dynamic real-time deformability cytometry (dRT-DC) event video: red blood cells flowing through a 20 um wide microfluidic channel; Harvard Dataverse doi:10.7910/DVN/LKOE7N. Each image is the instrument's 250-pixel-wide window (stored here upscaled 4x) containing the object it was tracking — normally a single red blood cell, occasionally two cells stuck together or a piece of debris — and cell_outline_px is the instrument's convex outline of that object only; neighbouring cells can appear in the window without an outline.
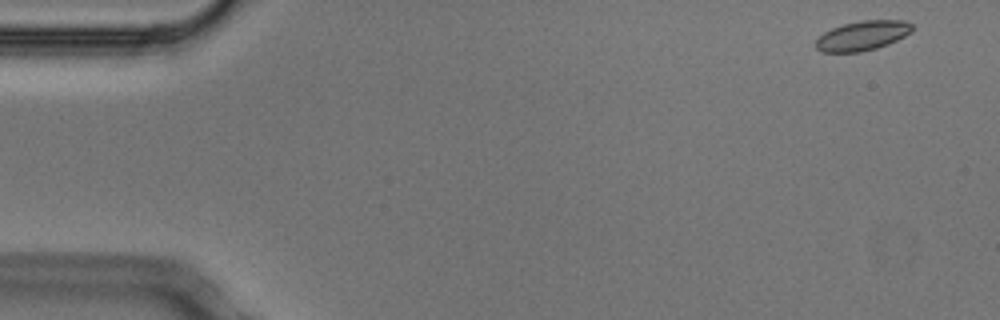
{"species": "Egyptian fruit bat (a non-hibernating species)", "species_latin": "Rousettus aegyptiacus", "temperature_condition": "cold", "stored_images_in_passage": 4, "camera_frame_rate_fps": 3000, "um_per_image_px": 0.085, "animal": {"sex": "male"}, "frame": {"image": 1, "passage_image": 1, "time_ms": 0.0, "image_size_px": [1000, 320], "cell_outline_px": [[912, 32], [888, 44], [876, 48], [860, 52], [820, 52], [816, 48], [816, 40], [824, 32], [832, 28], [844, 24], [860, 20], [904, 20], [912, 24]], "centroid_in_image_um": [73.31, 3.03], "position_along_channel_um": 11.7, "area_um2": 16.59}}
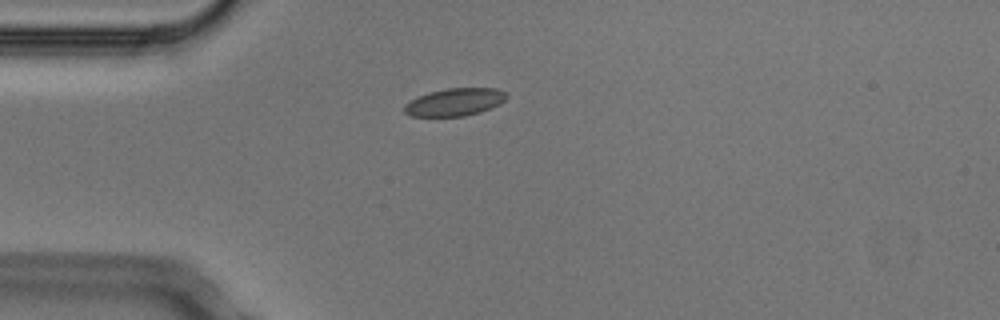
{"frame": {"image": 2, "passage_image": 4, "time_ms": 1.0, "image_size_px": [1000, 320], "cell_outline_px": [[508, 96], [500, 104], [480, 112], [464, 116], [412, 116], [404, 112], [404, 104], [428, 92], [448, 88], [496, 88], [504, 92]], "centroid_in_image_um": [38.66, 8.67], "position_along_channel_um": 46.3, "area_um2": 16.3}}